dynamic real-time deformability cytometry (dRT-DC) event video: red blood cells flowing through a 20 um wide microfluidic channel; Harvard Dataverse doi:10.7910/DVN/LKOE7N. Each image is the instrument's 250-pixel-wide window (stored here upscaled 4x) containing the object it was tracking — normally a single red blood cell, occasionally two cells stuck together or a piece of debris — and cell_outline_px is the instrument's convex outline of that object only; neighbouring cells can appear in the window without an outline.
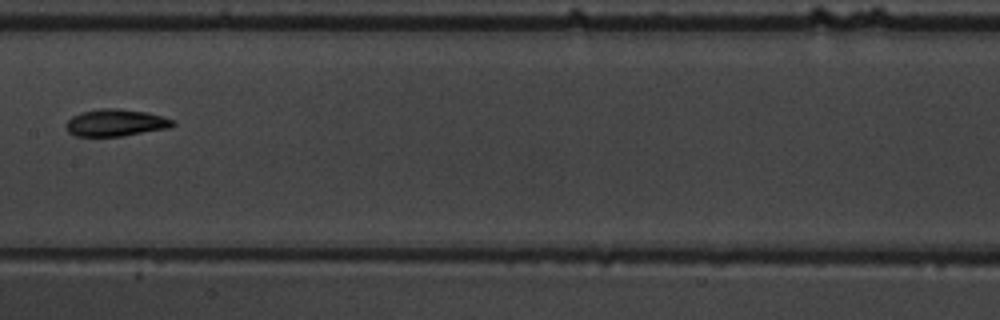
{"species": "common noctule bat (a hibernating species)", "species_latin": "Nyctalus noctula", "temperature_condition": "warm", "stored_images_in_passage": 9, "camera_frame_rate_fps": 3000, "um_per_image_px": 0.085, "animal": {"sex": "male", "body_mass_g": 19.5, "forearm_length_mm": 54.6}, "frame": {"image": 1, "passage_image": 9, "time_ms": 10.333, "image_size_px": [1000, 320], "cell_outline_px": [[176, 124], [168, 128], [120, 136], [76, 136], [68, 132], [64, 128], [64, 124], [72, 116], [80, 112], [100, 108], [116, 108], [148, 112], [176, 120]], "centroid_in_image_um": [9.81, 10.42], "position_along_channel_um": 197.6, "area_um2": 16.99}}